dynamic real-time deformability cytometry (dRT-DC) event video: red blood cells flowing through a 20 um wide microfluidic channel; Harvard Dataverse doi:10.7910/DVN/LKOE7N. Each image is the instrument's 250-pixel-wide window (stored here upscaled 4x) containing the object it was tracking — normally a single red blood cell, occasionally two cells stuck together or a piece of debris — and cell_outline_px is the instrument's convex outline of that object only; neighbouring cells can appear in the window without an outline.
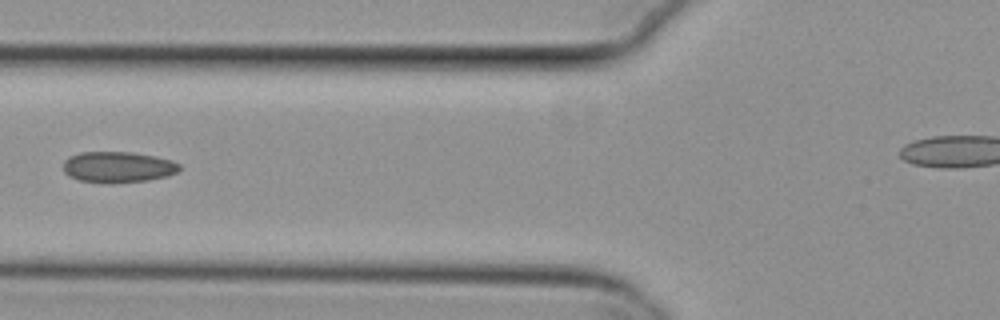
{"species": "common noctule bat (a hibernating species)", "species_latin": "Nyctalus noctula", "temperature_condition": "cold", "stored_images_in_passage": 6, "segment_of_instrument_passage": [1, 2], "camera_frame_rate_fps": 3000, "um_per_image_px": 0.085, "animal": {"sex": "female", "body_mass_g": 29.2, "forearm_length_mm": 56.3}, "frame": {"image": 1, "passage_image": 5, "time_ms": 1.333, "image_size_px": [1000, 320], "cell_outline_px": [[180, 168], [176, 172], [168, 176], [148, 180], [112, 184], [108, 184], [80, 180], [68, 176], [64, 172], [64, 160], [68, 156], [80, 152], [132, 152], [156, 156], [172, 160], [180, 164]], "centroid_in_image_um": [10.02, 14.2], "position_along_channel_um": 115.8, "area_um2": 21.27}}